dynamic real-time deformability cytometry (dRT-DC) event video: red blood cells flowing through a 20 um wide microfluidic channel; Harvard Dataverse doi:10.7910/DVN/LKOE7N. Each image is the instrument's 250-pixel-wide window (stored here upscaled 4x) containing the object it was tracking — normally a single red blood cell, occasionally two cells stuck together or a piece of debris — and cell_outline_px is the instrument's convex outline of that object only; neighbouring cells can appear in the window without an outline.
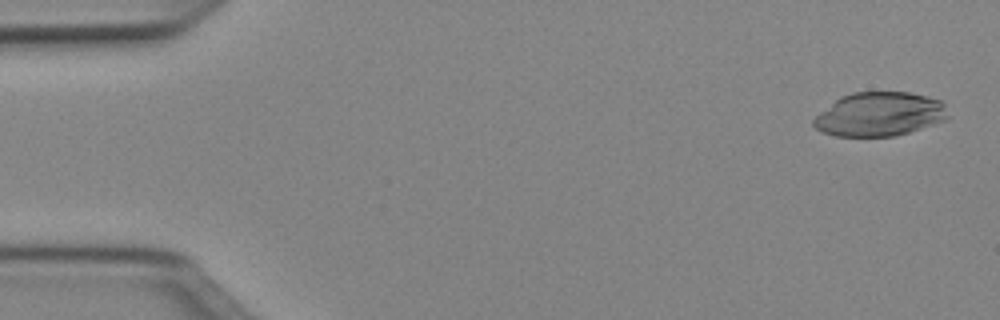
{"species": "Egyptian fruit bat (a non-hibernating species)", "species_latin": "Rousettus aegyptiacus", "temperature_condition": "cold", "stored_images_in_passage": 50, "camera_frame_rate_fps": 3000, "um_per_image_px": 0.085, "animal": {"sex": "female"}, "frame": {"image": 1, "passage_image": 2, "time_ms": 0.333, "image_size_px": [1000, 320], "cell_outline_px": [[948, 120], [896, 136], [836, 136], [824, 132], [816, 128], [812, 124], [812, 120], [820, 112], [840, 96], [852, 92], [908, 92], [928, 96], [940, 100], [944, 104], [948, 116]], "centroid_in_image_um": [74.78, 9.7], "position_along_channel_um": 10.2, "area_um2": 34.51}}
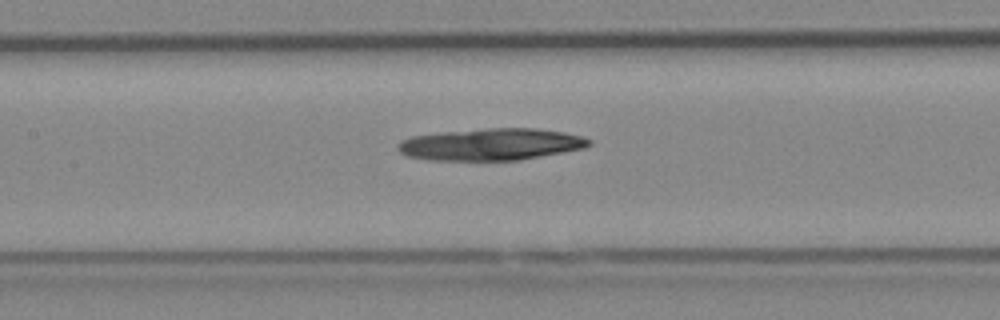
{"frame": {"image": 2, "passage_image": 23, "time_ms": 7.333, "image_size_px": [1000, 320], "cell_outline_px": [[592, 144], [584, 148], [520, 160], [428, 160], [408, 156], [400, 152], [396, 148], [396, 144], [400, 140], [412, 136], [440, 132], [488, 128], [536, 128], [564, 132], [584, 136], [592, 140]], "centroid_in_image_um": [41.73, 12.26], "position_along_channel_um": 165.7, "area_um2": 35.78}}
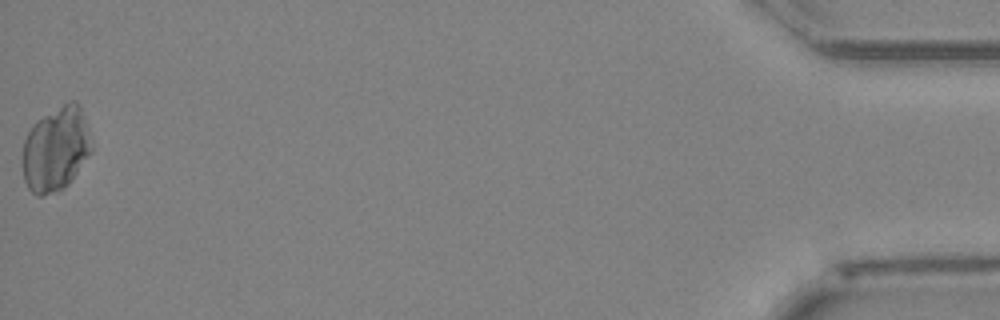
{"frame": {"image": 3, "passage_image": 50, "time_ms": 16.333, "image_size_px": [1000, 320], "cell_outline_px": [[92, 152], [72, 180], [64, 188], [44, 196], [36, 196], [28, 188], [24, 180], [20, 160], [24, 140], [28, 132], [36, 120], [68, 100], [76, 100], [80, 104], [84, 116], [92, 144]], "centroid_in_image_um": [4.73, 12.67], "position_along_channel_um": 430.5, "area_um2": 34.62}}